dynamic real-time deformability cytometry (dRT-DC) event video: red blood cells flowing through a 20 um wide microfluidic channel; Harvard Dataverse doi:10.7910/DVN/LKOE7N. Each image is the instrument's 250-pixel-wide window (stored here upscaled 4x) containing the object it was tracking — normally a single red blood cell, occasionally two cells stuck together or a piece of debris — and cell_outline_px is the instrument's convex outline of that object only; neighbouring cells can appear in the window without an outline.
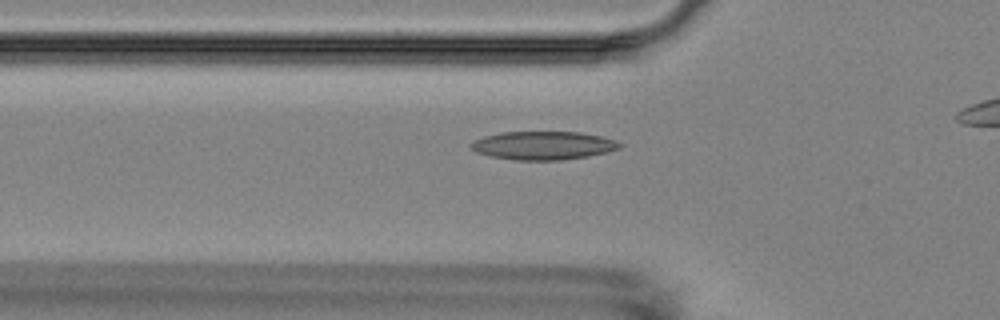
{"species": "Egyptian fruit bat (a non-hibernating species)", "species_latin": "Rousettus aegyptiacus", "temperature_condition": "room temperature", "stored_images_in_passage": 4, "camera_frame_rate_fps": 3000, "um_per_image_px": 0.085, "animal": {"sex": "female"}, "frame": {"image": 1, "passage_image": 3, "time_ms": 3.333, "image_size_px": [1000, 320], "cell_outline_px": [[624, 144], [620, 148], [608, 152], [588, 156], [560, 160], [516, 160], [492, 156], [476, 152], [468, 144], [484, 136], [500, 132], [580, 132], [600, 136], [616, 140]], "centroid_in_image_um": [46.2, 12.36], "position_along_channel_um": 79.6, "area_um2": 24.57}}